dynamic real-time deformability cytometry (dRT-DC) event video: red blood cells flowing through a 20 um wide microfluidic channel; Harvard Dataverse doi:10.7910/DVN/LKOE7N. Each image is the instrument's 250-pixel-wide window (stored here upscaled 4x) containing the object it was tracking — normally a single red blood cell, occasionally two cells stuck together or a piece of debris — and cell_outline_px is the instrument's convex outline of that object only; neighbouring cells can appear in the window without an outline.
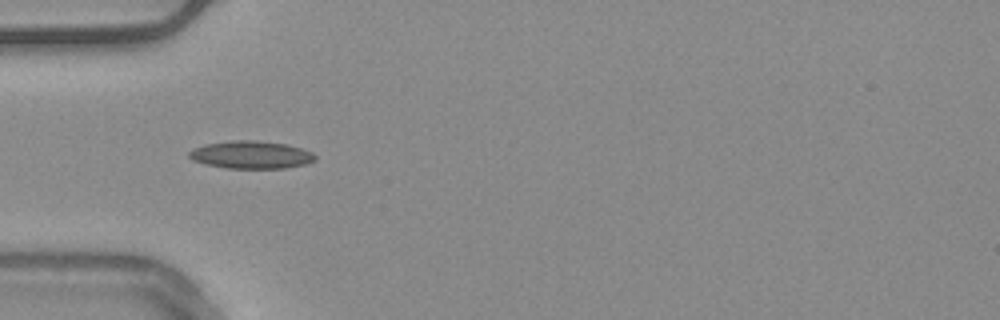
{"species": "common noctule bat (a hibernating species)", "species_latin": "Nyctalus noctula", "temperature_condition": "warm", "stored_images_in_passage": 38, "camera_frame_rate_fps": 3000, "um_per_image_px": 0.085, "animal": {"sex": "male", "body_mass_g": 20.4}, "frame": {"image": 1, "passage_image": 1, "time_ms": 0.0, "image_size_px": [1000, 320], "cell_outline_px": [[316, 160], [304, 164], [284, 168], [228, 168], [208, 164], [192, 160], [188, 156], [188, 152], [204, 144], [232, 140], [256, 140], [284, 144], [300, 148], [312, 152], [316, 156]], "centroid_in_image_um": [21.34, 13.15], "position_along_channel_um": 63.7, "area_um2": 20.11}, "authors_computed_cell_mechanics": {"area_um2": 17.8602, "velocity_mm_per_s": 3.7648, "shape_relaxation_time_tau1_ms": null, "shape_relaxation_time_tau2_ms": 8.5172, "deformation_change_tau1": null, "deformation_change_tau2": 0.2002}}